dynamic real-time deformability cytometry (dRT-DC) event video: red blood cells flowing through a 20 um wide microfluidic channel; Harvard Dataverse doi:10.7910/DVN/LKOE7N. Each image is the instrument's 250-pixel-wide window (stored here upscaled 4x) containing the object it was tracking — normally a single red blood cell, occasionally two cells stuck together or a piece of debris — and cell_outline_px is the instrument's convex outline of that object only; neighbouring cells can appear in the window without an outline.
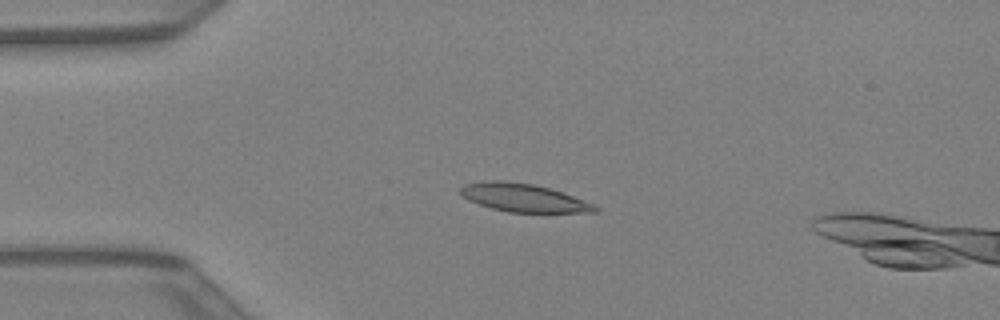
{"species": "Egyptian fruit bat (a non-hibernating species)", "species_latin": "Rousettus aegyptiacus", "temperature_condition": "warm", "stored_images_in_passage": 37, "camera_frame_rate_fps": 3000, "um_per_image_px": 0.085, "animal": {"sex": "female"}, "frame": {"image": 1, "passage_image": 5, "time_ms": 1.333, "image_size_px": [1000, 320], "cell_outline_px": [[600, 212], [508, 212], [492, 208], [468, 200], [460, 192], [460, 188], [464, 184], [484, 180], [500, 180], [532, 184], [548, 188], [572, 196], [592, 204], [600, 208]], "centroid_in_image_um": [44.46, 16.81], "position_along_channel_um": 40.5, "area_um2": 21.73}}
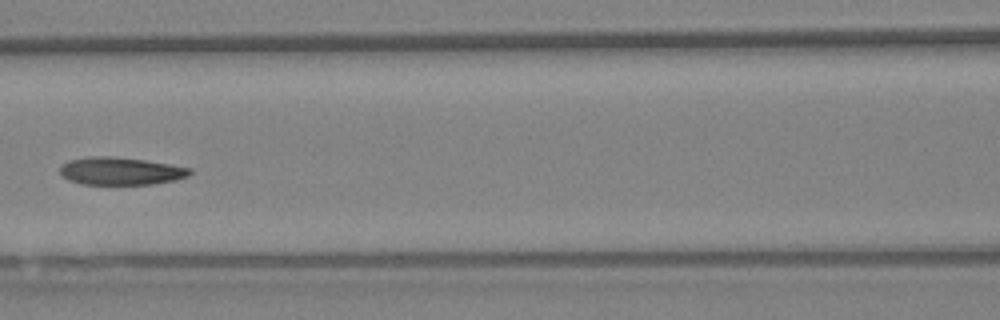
{"frame": {"image": 2, "passage_image": 14, "time_ms": 4.333, "image_size_px": [1000, 320], "cell_outline_px": [[192, 172], [188, 176], [176, 180], [152, 184], [80, 184], [68, 180], [60, 176], [60, 168], [68, 160], [88, 156], [112, 156], [144, 160], [192, 168]], "centroid_in_image_um": [10.23, 14.54], "position_along_channel_um": 156.4, "area_um2": 21.04}}
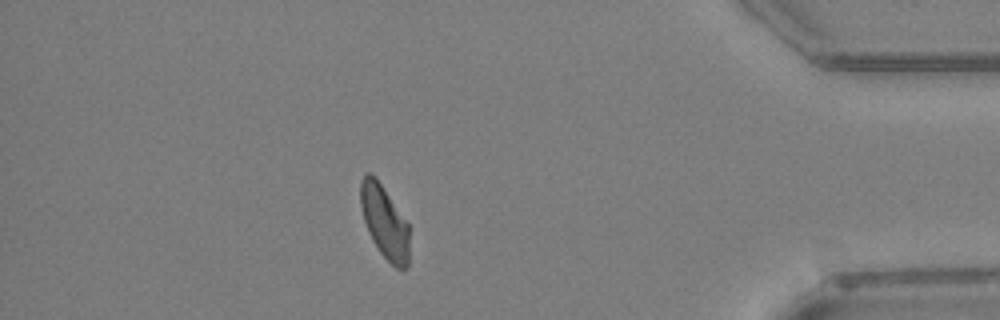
{"frame": {"image": 3, "passage_image": 32, "time_ms": 10.333, "image_size_px": [1000, 320], "cell_outline_px": [[408, 264], [404, 268], [396, 268], [380, 252], [372, 240], [368, 232], [364, 220], [360, 204], [360, 180], [364, 172], [372, 172], [376, 176], [408, 224]], "centroid_in_image_um": [32.64, 18.79], "position_along_channel_um": 402.6, "area_um2": 20.63}}